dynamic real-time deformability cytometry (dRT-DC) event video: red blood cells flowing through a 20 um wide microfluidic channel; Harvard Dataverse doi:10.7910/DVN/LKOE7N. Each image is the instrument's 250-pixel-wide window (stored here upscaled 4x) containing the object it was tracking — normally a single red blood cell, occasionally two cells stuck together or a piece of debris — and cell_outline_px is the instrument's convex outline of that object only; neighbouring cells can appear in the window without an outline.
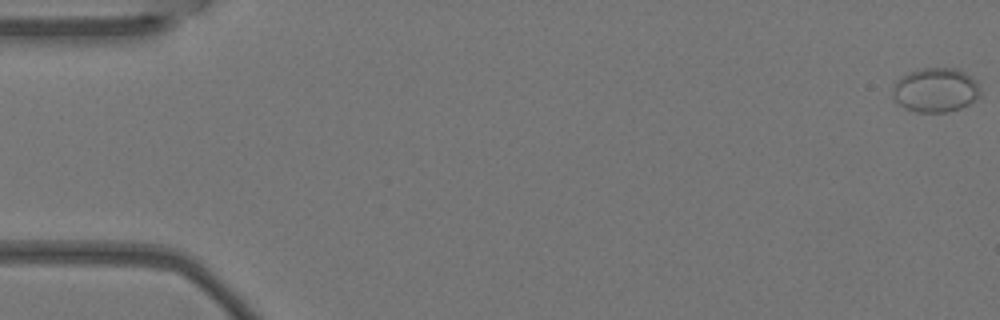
{"species": "Egyptian fruit bat (a non-hibernating species)", "species_latin": "Rousettus aegyptiacus", "temperature_condition": "warm", "stored_images_in_passage": 8, "camera_frame_rate_fps": 3000, "um_per_image_px": 0.085, "animal": {"sex": "female"}, "frame": {"image": 1, "passage_image": 1, "time_ms": 0.0, "image_size_px": [1000, 320], "cell_outline_px": [[980, 96], [968, 104], [960, 108], [948, 112], [916, 112], [904, 108], [892, 100], [892, 88], [896, 80], [900, 76], [908, 72], [924, 68], [960, 68], [972, 76], [976, 80], [980, 88]], "centroid_in_image_um": [79.5, 7.64], "position_along_channel_um": 5.5, "area_um2": 23.12}}
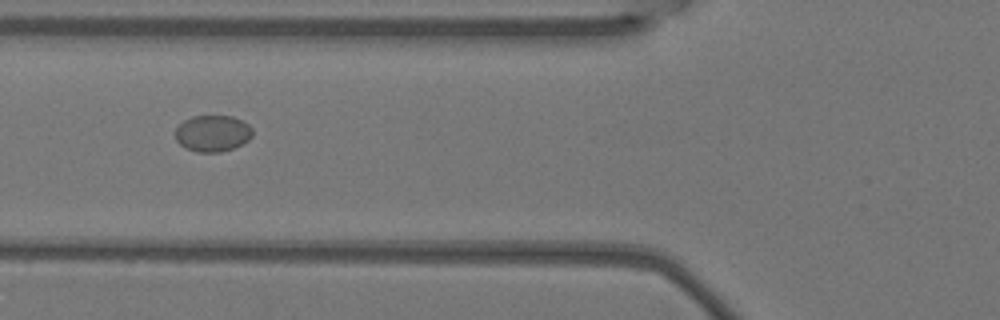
{"frame": {"image": 2, "passage_image": 6, "time_ms": 1.667, "image_size_px": [1000, 320], "cell_outline_px": [[252, 136], [248, 140], [232, 148], [220, 152], [196, 152], [184, 148], [176, 140], [176, 128], [184, 120], [192, 116], [232, 116], [248, 124], [252, 128]], "centroid_in_image_um": [18.05, 11.34], "position_along_channel_um": 107.7, "area_um2": 16.3}}
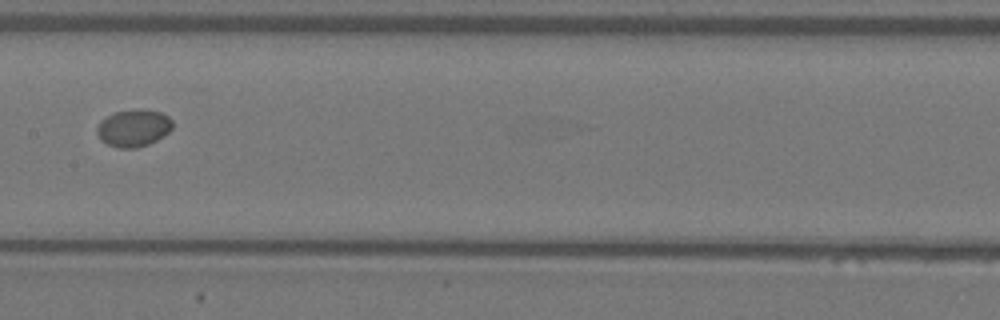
{"frame": {"image": 3, "passage_image": 8, "time_ms": 2.333, "image_size_px": [1000, 320], "cell_outline_px": [[172, 128], [168, 132], [156, 140], [148, 144], [136, 148], [120, 148], [108, 144], [100, 140], [96, 132], [96, 128], [100, 120], [112, 112], [136, 108], [160, 112], [168, 116], [172, 120]], "centroid_in_image_um": [11.31, 10.86], "position_along_channel_um": 196.1, "area_um2": 16.53}}